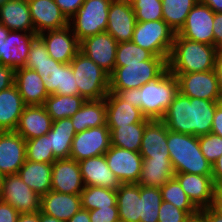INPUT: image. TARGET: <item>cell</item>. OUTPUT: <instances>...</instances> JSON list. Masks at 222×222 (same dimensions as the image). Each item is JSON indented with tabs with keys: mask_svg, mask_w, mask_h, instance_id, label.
<instances>
[{
	"mask_svg": "<svg viewBox=\"0 0 222 222\" xmlns=\"http://www.w3.org/2000/svg\"><path fill=\"white\" fill-rule=\"evenodd\" d=\"M219 102L189 98L178 92L161 119L168 130L201 136L211 133Z\"/></svg>",
	"mask_w": 222,
	"mask_h": 222,
	"instance_id": "1",
	"label": "cell"
},
{
	"mask_svg": "<svg viewBox=\"0 0 222 222\" xmlns=\"http://www.w3.org/2000/svg\"><path fill=\"white\" fill-rule=\"evenodd\" d=\"M25 67L41 76L49 95H79L70 63L64 64L51 58L38 35L32 41Z\"/></svg>",
	"mask_w": 222,
	"mask_h": 222,
	"instance_id": "2",
	"label": "cell"
},
{
	"mask_svg": "<svg viewBox=\"0 0 222 222\" xmlns=\"http://www.w3.org/2000/svg\"><path fill=\"white\" fill-rule=\"evenodd\" d=\"M217 59L215 46L185 39L176 33L167 64L171 73L206 72L215 69Z\"/></svg>",
	"mask_w": 222,
	"mask_h": 222,
	"instance_id": "3",
	"label": "cell"
},
{
	"mask_svg": "<svg viewBox=\"0 0 222 222\" xmlns=\"http://www.w3.org/2000/svg\"><path fill=\"white\" fill-rule=\"evenodd\" d=\"M167 147L175 173L212 176V164L202 154L198 136L167 128Z\"/></svg>",
	"mask_w": 222,
	"mask_h": 222,
	"instance_id": "4",
	"label": "cell"
},
{
	"mask_svg": "<svg viewBox=\"0 0 222 222\" xmlns=\"http://www.w3.org/2000/svg\"><path fill=\"white\" fill-rule=\"evenodd\" d=\"M178 92L177 78L167 69L138 88V108L148 119H162Z\"/></svg>",
	"mask_w": 222,
	"mask_h": 222,
	"instance_id": "5",
	"label": "cell"
},
{
	"mask_svg": "<svg viewBox=\"0 0 222 222\" xmlns=\"http://www.w3.org/2000/svg\"><path fill=\"white\" fill-rule=\"evenodd\" d=\"M79 95L86 100H100L109 93V74L94 61L79 52L71 61Z\"/></svg>",
	"mask_w": 222,
	"mask_h": 222,
	"instance_id": "6",
	"label": "cell"
},
{
	"mask_svg": "<svg viewBox=\"0 0 222 222\" xmlns=\"http://www.w3.org/2000/svg\"><path fill=\"white\" fill-rule=\"evenodd\" d=\"M168 69L167 60H146L123 67H114L109 75V90H127L160 77Z\"/></svg>",
	"mask_w": 222,
	"mask_h": 222,
	"instance_id": "7",
	"label": "cell"
},
{
	"mask_svg": "<svg viewBox=\"0 0 222 222\" xmlns=\"http://www.w3.org/2000/svg\"><path fill=\"white\" fill-rule=\"evenodd\" d=\"M175 32L162 19L157 21H136L131 41L156 57L168 61Z\"/></svg>",
	"mask_w": 222,
	"mask_h": 222,
	"instance_id": "8",
	"label": "cell"
},
{
	"mask_svg": "<svg viewBox=\"0 0 222 222\" xmlns=\"http://www.w3.org/2000/svg\"><path fill=\"white\" fill-rule=\"evenodd\" d=\"M111 2L112 0H85L69 19V26L79 41L106 32Z\"/></svg>",
	"mask_w": 222,
	"mask_h": 222,
	"instance_id": "9",
	"label": "cell"
},
{
	"mask_svg": "<svg viewBox=\"0 0 222 222\" xmlns=\"http://www.w3.org/2000/svg\"><path fill=\"white\" fill-rule=\"evenodd\" d=\"M178 81V90L189 98L222 101L215 69L206 72L172 73Z\"/></svg>",
	"mask_w": 222,
	"mask_h": 222,
	"instance_id": "10",
	"label": "cell"
},
{
	"mask_svg": "<svg viewBox=\"0 0 222 222\" xmlns=\"http://www.w3.org/2000/svg\"><path fill=\"white\" fill-rule=\"evenodd\" d=\"M0 200L10 204L20 214L40 211L41 197L24 183L18 174L4 177Z\"/></svg>",
	"mask_w": 222,
	"mask_h": 222,
	"instance_id": "11",
	"label": "cell"
},
{
	"mask_svg": "<svg viewBox=\"0 0 222 222\" xmlns=\"http://www.w3.org/2000/svg\"><path fill=\"white\" fill-rule=\"evenodd\" d=\"M110 145V130L107 125L89 128L76 133L69 158L79 162L86 158L104 155Z\"/></svg>",
	"mask_w": 222,
	"mask_h": 222,
	"instance_id": "12",
	"label": "cell"
},
{
	"mask_svg": "<svg viewBox=\"0 0 222 222\" xmlns=\"http://www.w3.org/2000/svg\"><path fill=\"white\" fill-rule=\"evenodd\" d=\"M214 13L207 5L197 2L177 34L185 39L214 46Z\"/></svg>",
	"mask_w": 222,
	"mask_h": 222,
	"instance_id": "13",
	"label": "cell"
},
{
	"mask_svg": "<svg viewBox=\"0 0 222 222\" xmlns=\"http://www.w3.org/2000/svg\"><path fill=\"white\" fill-rule=\"evenodd\" d=\"M104 155L109 168L121 184L138 183L143 161L139 152L110 145Z\"/></svg>",
	"mask_w": 222,
	"mask_h": 222,
	"instance_id": "14",
	"label": "cell"
},
{
	"mask_svg": "<svg viewBox=\"0 0 222 222\" xmlns=\"http://www.w3.org/2000/svg\"><path fill=\"white\" fill-rule=\"evenodd\" d=\"M117 47L118 42L108 32L89 36L80 41V52L109 75L115 67Z\"/></svg>",
	"mask_w": 222,
	"mask_h": 222,
	"instance_id": "15",
	"label": "cell"
},
{
	"mask_svg": "<svg viewBox=\"0 0 222 222\" xmlns=\"http://www.w3.org/2000/svg\"><path fill=\"white\" fill-rule=\"evenodd\" d=\"M38 36L45 43L49 56L58 62L68 64L80 52V41L69 25Z\"/></svg>",
	"mask_w": 222,
	"mask_h": 222,
	"instance_id": "16",
	"label": "cell"
},
{
	"mask_svg": "<svg viewBox=\"0 0 222 222\" xmlns=\"http://www.w3.org/2000/svg\"><path fill=\"white\" fill-rule=\"evenodd\" d=\"M26 161V140L15 131H0V171L17 174Z\"/></svg>",
	"mask_w": 222,
	"mask_h": 222,
	"instance_id": "17",
	"label": "cell"
},
{
	"mask_svg": "<svg viewBox=\"0 0 222 222\" xmlns=\"http://www.w3.org/2000/svg\"><path fill=\"white\" fill-rule=\"evenodd\" d=\"M36 35L49 30H57L69 25L54 0H27Z\"/></svg>",
	"mask_w": 222,
	"mask_h": 222,
	"instance_id": "18",
	"label": "cell"
},
{
	"mask_svg": "<svg viewBox=\"0 0 222 222\" xmlns=\"http://www.w3.org/2000/svg\"><path fill=\"white\" fill-rule=\"evenodd\" d=\"M52 191L80 194L84 189L79 163L71 158L56 159L52 163Z\"/></svg>",
	"mask_w": 222,
	"mask_h": 222,
	"instance_id": "19",
	"label": "cell"
},
{
	"mask_svg": "<svg viewBox=\"0 0 222 222\" xmlns=\"http://www.w3.org/2000/svg\"><path fill=\"white\" fill-rule=\"evenodd\" d=\"M35 32L10 31L0 45V64L15 70L25 67Z\"/></svg>",
	"mask_w": 222,
	"mask_h": 222,
	"instance_id": "20",
	"label": "cell"
},
{
	"mask_svg": "<svg viewBox=\"0 0 222 222\" xmlns=\"http://www.w3.org/2000/svg\"><path fill=\"white\" fill-rule=\"evenodd\" d=\"M136 24L131 2L112 1L108 11V32L118 43L131 41Z\"/></svg>",
	"mask_w": 222,
	"mask_h": 222,
	"instance_id": "21",
	"label": "cell"
},
{
	"mask_svg": "<svg viewBox=\"0 0 222 222\" xmlns=\"http://www.w3.org/2000/svg\"><path fill=\"white\" fill-rule=\"evenodd\" d=\"M174 177L199 210L212 206L214 193L217 188L212 176L175 173Z\"/></svg>",
	"mask_w": 222,
	"mask_h": 222,
	"instance_id": "22",
	"label": "cell"
},
{
	"mask_svg": "<svg viewBox=\"0 0 222 222\" xmlns=\"http://www.w3.org/2000/svg\"><path fill=\"white\" fill-rule=\"evenodd\" d=\"M84 186H97L116 190L121 182L109 168L105 155L86 158L78 162Z\"/></svg>",
	"mask_w": 222,
	"mask_h": 222,
	"instance_id": "23",
	"label": "cell"
},
{
	"mask_svg": "<svg viewBox=\"0 0 222 222\" xmlns=\"http://www.w3.org/2000/svg\"><path fill=\"white\" fill-rule=\"evenodd\" d=\"M106 125L108 128H117L139 122H149L141 110L131 103L122 100L116 93L109 92L105 97Z\"/></svg>",
	"mask_w": 222,
	"mask_h": 222,
	"instance_id": "24",
	"label": "cell"
},
{
	"mask_svg": "<svg viewBox=\"0 0 222 222\" xmlns=\"http://www.w3.org/2000/svg\"><path fill=\"white\" fill-rule=\"evenodd\" d=\"M139 153L142 158L170 159L167 126L161 119L150 120L145 126Z\"/></svg>",
	"mask_w": 222,
	"mask_h": 222,
	"instance_id": "25",
	"label": "cell"
},
{
	"mask_svg": "<svg viewBox=\"0 0 222 222\" xmlns=\"http://www.w3.org/2000/svg\"><path fill=\"white\" fill-rule=\"evenodd\" d=\"M53 120L43 105L25 106L15 132L25 140L46 135Z\"/></svg>",
	"mask_w": 222,
	"mask_h": 222,
	"instance_id": "26",
	"label": "cell"
},
{
	"mask_svg": "<svg viewBox=\"0 0 222 222\" xmlns=\"http://www.w3.org/2000/svg\"><path fill=\"white\" fill-rule=\"evenodd\" d=\"M81 208L80 194H65L50 190L41 196L40 211L59 220L67 222Z\"/></svg>",
	"mask_w": 222,
	"mask_h": 222,
	"instance_id": "27",
	"label": "cell"
},
{
	"mask_svg": "<svg viewBox=\"0 0 222 222\" xmlns=\"http://www.w3.org/2000/svg\"><path fill=\"white\" fill-rule=\"evenodd\" d=\"M15 85L26 106L43 105L49 96L41 76L35 70L26 67L16 69Z\"/></svg>",
	"mask_w": 222,
	"mask_h": 222,
	"instance_id": "28",
	"label": "cell"
},
{
	"mask_svg": "<svg viewBox=\"0 0 222 222\" xmlns=\"http://www.w3.org/2000/svg\"><path fill=\"white\" fill-rule=\"evenodd\" d=\"M0 24L10 31L35 32L27 0H11L0 6Z\"/></svg>",
	"mask_w": 222,
	"mask_h": 222,
	"instance_id": "29",
	"label": "cell"
},
{
	"mask_svg": "<svg viewBox=\"0 0 222 222\" xmlns=\"http://www.w3.org/2000/svg\"><path fill=\"white\" fill-rule=\"evenodd\" d=\"M25 106L15 84L0 91V131H15Z\"/></svg>",
	"mask_w": 222,
	"mask_h": 222,
	"instance_id": "30",
	"label": "cell"
},
{
	"mask_svg": "<svg viewBox=\"0 0 222 222\" xmlns=\"http://www.w3.org/2000/svg\"><path fill=\"white\" fill-rule=\"evenodd\" d=\"M40 197L51 190L52 164L26 160L17 173Z\"/></svg>",
	"mask_w": 222,
	"mask_h": 222,
	"instance_id": "31",
	"label": "cell"
},
{
	"mask_svg": "<svg viewBox=\"0 0 222 222\" xmlns=\"http://www.w3.org/2000/svg\"><path fill=\"white\" fill-rule=\"evenodd\" d=\"M76 135L75 128L70 118L53 121L51 130L47 132L50 148L56 159L70 157L72 141Z\"/></svg>",
	"mask_w": 222,
	"mask_h": 222,
	"instance_id": "32",
	"label": "cell"
},
{
	"mask_svg": "<svg viewBox=\"0 0 222 222\" xmlns=\"http://www.w3.org/2000/svg\"><path fill=\"white\" fill-rule=\"evenodd\" d=\"M75 132L79 133L93 127L106 125V102L100 100H86L82 107L70 117Z\"/></svg>",
	"mask_w": 222,
	"mask_h": 222,
	"instance_id": "33",
	"label": "cell"
},
{
	"mask_svg": "<svg viewBox=\"0 0 222 222\" xmlns=\"http://www.w3.org/2000/svg\"><path fill=\"white\" fill-rule=\"evenodd\" d=\"M175 175L170 159L143 158L138 183L140 186L165 185Z\"/></svg>",
	"mask_w": 222,
	"mask_h": 222,
	"instance_id": "34",
	"label": "cell"
},
{
	"mask_svg": "<svg viewBox=\"0 0 222 222\" xmlns=\"http://www.w3.org/2000/svg\"><path fill=\"white\" fill-rule=\"evenodd\" d=\"M116 196L120 222H140V185L121 184Z\"/></svg>",
	"mask_w": 222,
	"mask_h": 222,
	"instance_id": "35",
	"label": "cell"
},
{
	"mask_svg": "<svg viewBox=\"0 0 222 222\" xmlns=\"http://www.w3.org/2000/svg\"><path fill=\"white\" fill-rule=\"evenodd\" d=\"M80 95L50 94L43 104L53 121L73 116L85 103Z\"/></svg>",
	"mask_w": 222,
	"mask_h": 222,
	"instance_id": "36",
	"label": "cell"
},
{
	"mask_svg": "<svg viewBox=\"0 0 222 222\" xmlns=\"http://www.w3.org/2000/svg\"><path fill=\"white\" fill-rule=\"evenodd\" d=\"M148 122H139L117 128H109L111 145L139 152L145 126Z\"/></svg>",
	"mask_w": 222,
	"mask_h": 222,
	"instance_id": "37",
	"label": "cell"
},
{
	"mask_svg": "<svg viewBox=\"0 0 222 222\" xmlns=\"http://www.w3.org/2000/svg\"><path fill=\"white\" fill-rule=\"evenodd\" d=\"M163 20L178 33L184 26L187 15L198 0H161Z\"/></svg>",
	"mask_w": 222,
	"mask_h": 222,
	"instance_id": "38",
	"label": "cell"
},
{
	"mask_svg": "<svg viewBox=\"0 0 222 222\" xmlns=\"http://www.w3.org/2000/svg\"><path fill=\"white\" fill-rule=\"evenodd\" d=\"M81 206L85 210L117 206L116 190L97 186H85L80 193Z\"/></svg>",
	"mask_w": 222,
	"mask_h": 222,
	"instance_id": "39",
	"label": "cell"
},
{
	"mask_svg": "<svg viewBox=\"0 0 222 222\" xmlns=\"http://www.w3.org/2000/svg\"><path fill=\"white\" fill-rule=\"evenodd\" d=\"M161 202L160 188L140 186V222H158Z\"/></svg>",
	"mask_w": 222,
	"mask_h": 222,
	"instance_id": "40",
	"label": "cell"
},
{
	"mask_svg": "<svg viewBox=\"0 0 222 222\" xmlns=\"http://www.w3.org/2000/svg\"><path fill=\"white\" fill-rule=\"evenodd\" d=\"M146 60L166 59L154 56L150 51L141 48L132 41L118 43L115 67H123L126 64H134Z\"/></svg>",
	"mask_w": 222,
	"mask_h": 222,
	"instance_id": "41",
	"label": "cell"
},
{
	"mask_svg": "<svg viewBox=\"0 0 222 222\" xmlns=\"http://www.w3.org/2000/svg\"><path fill=\"white\" fill-rule=\"evenodd\" d=\"M160 192L163 201L172 203L177 208L186 211L189 215L199 211L175 177L170 179L165 185L161 186Z\"/></svg>",
	"mask_w": 222,
	"mask_h": 222,
	"instance_id": "42",
	"label": "cell"
},
{
	"mask_svg": "<svg viewBox=\"0 0 222 222\" xmlns=\"http://www.w3.org/2000/svg\"><path fill=\"white\" fill-rule=\"evenodd\" d=\"M26 160L51 164L56 160L47 134L26 140Z\"/></svg>",
	"mask_w": 222,
	"mask_h": 222,
	"instance_id": "43",
	"label": "cell"
},
{
	"mask_svg": "<svg viewBox=\"0 0 222 222\" xmlns=\"http://www.w3.org/2000/svg\"><path fill=\"white\" fill-rule=\"evenodd\" d=\"M136 21H157L163 19L161 0H131Z\"/></svg>",
	"mask_w": 222,
	"mask_h": 222,
	"instance_id": "44",
	"label": "cell"
},
{
	"mask_svg": "<svg viewBox=\"0 0 222 222\" xmlns=\"http://www.w3.org/2000/svg\"><path fill=\"white\" fill-rule=\"evenodd\" d=\"M198 138L202 154L213 164L222 155V137L211 132Z\"/></svg>",
	"mask_w": 222,
	"mask_h": 222,
	"instance_id": "45",
	"label": "cell"
},
{
	"mask_svg": "<svg viewBox=\"0 0 222 222\" xmlns=\"http://www.w3.org/2000/svg\"><path fill=\"white\" fill-rule=\"evenodd\" d=\"M189 214L170 202H161L158 222H185Z\"/></svg>",
	"mask_w": 222,
	"mask_h": 222,
	"instance_id": "46",
	"label": "cell"
},
{
	"mask_svg": "<svg viewBox=\"0 0 222 222\" xmlns=\"http://www.w3.org/2000/svg\"><path fill=\"white\" fill-rule=\"evenodd\" d=\"M90 222H120L117 206L89 210Z\"/></svg>",
	"mask_w": 222,
	"mask_h": 222,
	"instance_id": "47",
	"label": "cell"
},
{
	"mask_svg": "<svg viewBox=\"0 0 222 222\" xmlns=\"http://www.w3.org/2000/svg\"><path fill=\"white\" fill-rule=\"evenodd\" d=\"M62 13L69 20L82 6L85 0H54Z\"/></svg>",
	"mask_w": 222,
	"mask_h": 222,
	"instance_id": "48",
	"label": "cell"
},
{
	"mask_svg": "<svg viewBox=\"0 0 222 222\" xmlns=\"http://www.w3.org/2000/svg\"><path fill=\"white\" fill-rule=\"evenodd\" d=\"M15 69L0 64V91L15 84Z\"/></svg>",
	"mask_w": 222,
	"mask_h": 222,
	"instance_id": "49",
	"label": "cell"
},
{
	"mask_svg": "<svg viewBox=\"0 0 222 222\" xmlns=\"http://www.w3.org/2000/svg\"><path fill=\"white\" fill-rule=\"evenodd\" d=\"M20 213L10 204L0 200V222H17Z\"/></svg>",
	"mask_w": 222,
	"mask_h": 222,
	"instance_id": "50",
	"label": "cell"
},
{
	"mask_svg": "<svg viewBox=\"0 0 222 222\" xmlns=\"http://www.w3.org/2000/svg\"><path fill=\"white\" fill-rule=\"evenodd\" d=\"M109 92L116 93L122 100L127 101L138 108V88L127 90H109Z\"/></svg>",
	"mask_w": 222,
	"mask_h": 222,
	"instance_id": "51",
	"label": "cell"
},
{
	"mask_svg": "<svg viewBox=\"0 0 222 222\" xmlns=\"http://www.w3.org/2000/svg\"><path fill=\"white\" fill-rule=\"evenodd\" d=\"M213 25L214 46L218 49L222 45V13H214Z\"/></svg>",
	"mask_w": 222,
	"mask_h": 222,
	"instance_id": "52",
	"label": "cell"
},
{
	"mask_svg": "<svg viewBox=\"0 0 222 222\" xmlns=\"http://www.w3.org/2000/svg\"><path fill=\"white\" fill-rule=\"evenodd\" d=\"M211 132L222 137V101L216 106Z\"/></svg>",
	"mask_w": 222,
	"mask_h": 222,
	"instance_id": "53",
	"label": "cell"
},
{
	"mask_svg": "<svg viewBox=\"0 0 222 222\" xmlns=\"http://www.w3.org/2000/svg\"><path fill=\"white\" fill-rule=\"evenodd\" d=\"M212 179L217 187H222V155L212 164Z\"/></svg>",
	"mask_w": 222,
	"mask_h": 222,
	"instance_id": "54",
	"label": "cell"
},
{
	"mask_svg": "<svg viewBox=\"0 0 222 222\" xmlns=\"http://www.w3.org/2000/svg\"><path fill=\"white\" fill-rule=\"evenodd\" d=\"M200 211L204 214L206 222H222V215L217 213L211 206L200 209Z\"/></svg>",
	"mask_w": 222,
	"mask_h": 222,
	"instance_id": "55",
	"label": "cell"
},
{
	"mask_svg": "<svg viewBox=\"0 0 222 222\" xmlns=\"http://www.w3.org/2000/svg\"><path fill=\"white\" fill-rule=\"evenodd\" d=\"M217 213L222 215V187H217L214 193L213 203L211 206Z\"/></svg>",
	"mask_w": 222,
	"mask_h": 222,
	"instance_id": "56",
	"label": "cell"
},
{
	"mask_svg": "<svg viewBox=\"0 0 222 222\" xmlns=\"http://www.w3.org/2000/svg\"><path fill=\"white\" fill-rule=\"evenodd\" d=\"M67 222H90L89 211L81 208Z\"/></svg>",
	"mask_w": 222,
	"mask_h": 222,
	"instance_id": "57",
	"label": "cell"
},
{
	"mask_svg": "<svg viewBox=\"0 0 222 222\" xmlns=\"http://www.w3.org/2000/svg\"><path fill=\"white\" fill-rule=\"evenodd\" d=\"M17 222H40V211L35 213L20 214Z\"/></svg>",
	"mask_w": 222,
	"mask_h": 222,
	"instance_id": "58",
	"label": "cell"
},
{
	"mask_svg": "<svg viewBox=\"0 0 222 222\" xmlns=\"http://www.w3.org/2000/svg\"><path fill=\"white\" fill-rule=\"evenodd\" d=\"M198 2L207 5L215 13H222V0H198Z\"/></svg>",
	"mask_w": 222,
	"mask_h": 222,
	"instance_id": "59",
	"label": "cell"
},
{
	"mask_svg": "<svg viewBox=\"0 0 222 222\" xmlns=\"http://www.w3.org/2000/svg\"><path fill=\"white\" fill-rule=\"evenodd\" d=\"M215 71H216L217 78H218L219 90L222 95V58L217 59Z\"/></svg>",
	"mask_w": 222,
	"mask_h": 222,
	"instance_id": "60",
	"label": "cell"
},
{
	"mask_svg": "<svg viewBox=\"0 0 222 222\" xmlns=\"http://www.w3.org/2000/svg\"><path fill=\"white\" fill-rule=\"evenodd\" d=\"M185 222H206L204 214L199 210L195 214L189 215Z\"/></svg>",
	"mask_w": 222,
	"mask_h": 222,
	"instance_id": "61",
	"label": "cell"
},
{
	"mask_svg": "<svg viewBox=\"0 0 222 222\" xmlns=\"http://www.w3.org/2000/svg\"><path fill=\"white\" fill-rule=\"evenodd\" d=\"M40 222H66V221L59 220L55 217H52L40 211Z\"/></svg>",
	"mask_w": 222,
	"mask_h": 222,
	"instance_id": "62",
	"label": "cell"
},
{
	"mask_svg": "<svg viewBox=\"0 0 222 222\" xmlns=\"http://www.w3.org/2000/svg\"><path fill=\"white\" fill-rule=\"evenodd\" d=\"M9 32V29H7L4 25L0 24V45L3 43V40L8 37Z\"/></svg>",
	"mask_w": 222,
	"mask_h": 222,
	"instance_id": "63",
	"label": "cell"
},
{
	"mask_svg": "<svg viewBox=\"0 0 222 222\" xmlns=\"http://www.w3.org/2000/svg\"><path fill=\"white\" fill-rule=\"evenodd\" d=\"M5 175L0 171V189H1V185L3 183Z\"/></svg>",
	"mask_w": 222,
	"mask_h": 222,
	"instance_id": "64",
	"label": "cell"
},
{
	"mask_svg": "<svg viewBox=\"0 0 222 222\" xmlns=\"http://www.w3.org/2000/svg\"><path fill=\"white\" fill-rule=\"evenodd\" d=\"M218 58H222V45L218 48Z\"/></svg>",
	"mask_w": 222,
	"mask_h": 222,
	"instance_id": "65",
	"label": "cell"
},
{
	"mask_svg": "<svg viewBox=\"0 0 222 222\" xmlns=\"http://www.w3.org/2000/svg\"><path fill=\"white\" fill-rule=\"evenodd\" d=\"M8 1H11V0H0V6H3Z\"/></svg>",
	"mask_w": 222,
	"mask_h": 222,
	"instance_id": "66",
	"label": "cell"
},
{
	"mask_svg": "<svg viewBox=\"0 0 222 222\" xmlns=\"http://www.w3.org/2000/svg\"><path fill=\"white\" fill-rule=\"evenodd\" d=\"M112 1L131 2V0H112Z\"/></svg>",
	"mask_w": 222,
	"mask_h": 222,
	"instance_id": "67",
	"label": "cell"
}]
</instances>
